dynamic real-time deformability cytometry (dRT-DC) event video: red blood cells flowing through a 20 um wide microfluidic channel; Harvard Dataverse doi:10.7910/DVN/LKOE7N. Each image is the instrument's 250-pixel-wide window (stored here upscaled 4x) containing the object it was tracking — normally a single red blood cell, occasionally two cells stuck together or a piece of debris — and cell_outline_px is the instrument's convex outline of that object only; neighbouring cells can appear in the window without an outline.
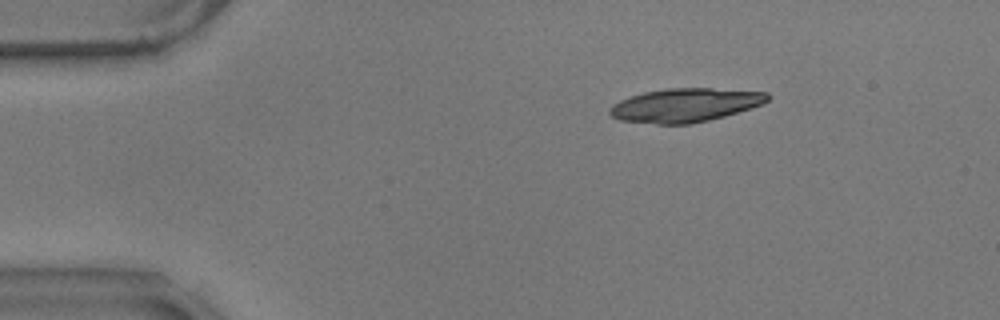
{"species": "common noctule bat (a hibernating species)", "species_latin": "Nyctalus noctula", "temperature_condition": "warm", "stored_images_in_passage": 50, "camera_frame_rate_fps": 3000, "um_per_image_px": 0.085, "animal": {"sex": "male", "body_mass_g": 17.9}, "frame": {"image": 1, "passage_image": 2, "time_ms": 0.333, "image_size_px": [1000, 320], "cell_outline_px": [[768, 100], [764, 104], [752, 108], [724, 116], [692, 124], [656, 124], [620, 120], [612, 116], [608, 112], [612, 104], [628, 96], [644, 92], [668, 88], [712, 88], [768, 92]], "centroid_in_image_um": [58.23, 8.93], "position_along_channel_um": 26.8, "area_um2": 31.1}}